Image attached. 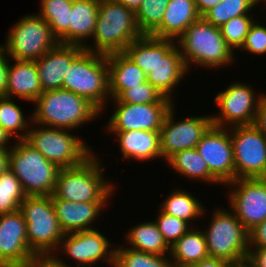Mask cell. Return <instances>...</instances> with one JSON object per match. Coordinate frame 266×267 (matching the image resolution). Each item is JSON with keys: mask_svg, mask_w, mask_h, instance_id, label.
<instances>
[{"mask_svg": "<svg viewBox=\"0 0 266 267\" xmlns=\"http://www.w3.org/2000/svg\"><path fill=\"white\" fill-rule=\"evenodd\" d=\"M97 154L95 152L79 166L61 169L51 198L74 203L111 202L110 199L115 198L117 183L111 182L104 175L106 167Z\"/></svg>", "mask_w": 266, "mask_h": 267, "instance_id": "obj_1", "label": "cell"}, {"mask_svg": "<svg viewBox=\"0 0 266 267\" xmlns=\"http://www.w3.org/2000/svg\"><path fill=\"white\" fill-rule=\"evenodd\" d=\"M176 41L189 73L194 67L220 70L236 63L237 54L227 46L220 29L203 17L193 22Z\"/></svg>", "mask_w": 266, "mask_h": 267, "instance_id": "obj_2", "label": "cell"}, {"mask_svg": "<svg viewBox=\"0 0 266 267\" xmlns=\"http://www.w3.org/2000/svg\"><path fill=\"white\" fill-rule=\"evenodd\" d=\"M33 105L32 122L46 127L76 131L101 116L87 99L65 89L44 91Z\"/></svg>", "mask_w": 266, "mask_h": 267, "instance_id": "obj_3", "label": "cell"}, {"mask_svg": "<svg viewBox=\"0 0 266 267\" xmlns=\"http://www.w3.org/2000/svg\"><path fill=\"white\" fill-rule=\"evenodd\" d=\"M141 36L132 10L118 0H100L93 41L85 50L103 55L123 52Z\"/></svg>", "mask_w": 266, "mask_h": 267, "instance_id": "obj_4", "label": "cell"}, {"mask_svg": "<svg viewBox=\"0 0 266 267\" xmlns=\"http://www.w3.org/2000/svg\"><path fill=\"white\" fill-rule=\"evenodd\" d=\"M210 222L203 229L209 257L236 265L246 264L249 252V231L233 211L221 205L213 208Z\"/></svg>", "mask_w": 266, "mask_h": 267, "instance_id": "obj_5", "label": "cell"}, {"mask_svg": "<svg viewBox=\"0 0 266 267\" xmlns=\"http://www.w3.org/2000/svg\"><path fill=\"white\" fill-rule=\"evenodd\" d=\"M63 89L84 97L104 116L111 99L107 56L84 50L69 66Z\"/></svg>", "mask_w": 266, "mask_h": 267, "instance_id": "obj_6", "label": "cell"}, {"mask_svg": "<svg viewBox=\"0 0 266 267\" xmlns=\"http://www.w3.org/2000/svg\"><path fill=\"white\" fill-rule=\"evenodd\" d=\"M36 126V127H35ZM71 130L31 123L26 141L60 169L83 164L95 150Z\"/></svg>", "mask_w": 266, "mask_h": 267, "instance_id": "obj_7", "label": "cell"}, {"mask_svg": "<svg viewBox=\"0 0 266 267\" xmlns=\"http://www.w3.org/2000/svg\"><path fill=\"white\" fill-rule=\"evenodd\" d=\"M9 150V169L21 182L27 196H51L61 170L25 139L15 140Z\"/></svg>", "mask_w": 266, "mask_h": 267, "instance_id": "obj_8", "label": "cell"}, {"mask_svg": "<svg viewBox=\"0 0 266 267\" xmlns=\"http://www.w3.org/2000/svg\"><path fill=\"white\" fill-rule=\"evenodd\" d=\"M19 211L26 222L30 250L35 255L53 254L65 233L59 226L51 196H27Z\"/></svg>", "mask_w": 266, "mask_h": 267, "instance_id": "obj_9", "label": "cell"}, {"mask_svg": "<svg viewBox=\"0 0 266 267\" xmlns=\"http://www.w3.org/2000/svg\"><path fill=\"white\" fill-rule=\"evenodd\" d=\"M18 20L3 44L11 59L35 61L59 44L51 27L37 13H27Z\"/></svg>", "mask_w": 266, "mask_h": 267, "instance_id": "obj_10", "label": "cell"}, {"mask_svg": "<svg viewBox=\"0 0 266 267\" xmlns=\"http://www.w3.org/2000/svg\"><path fill=\"white\" fill-rule=\"evenodd\" d=\"M247 82H232L214 97L217 114L211 113L212 125L222 128L253 125L264 92H255ZM213 114V115H212Z\"/></svg>", "mask_w": 266, "mask_h": 267, "instance_id": "obj_11", "label": "cell"}, {"mask_svg": "<svg viewBox=\"0 0 266 267\" xmlns=\"http://www.w3.org/2000/svg\"><path fill=\"white\" fill-rule=\"evenodd\" d=\"M111 242L99 228L66 233L53 255L59 261L70 259L74 267H95L104 262L114 267L115 245Z\"/></svg>", "mask_w": 266, "mask_h": 267, "instance_id": "obj_12", "label": "cell"}, {"mask_svg": "<svg viewBox=\"0 0 266 267\" xmlns=\"http://www.w3.org/2000/svg\"><path fill=\"white\" fill-rule=\"evenodd\" d=\"M176 103L168 110L160 133L162 161L166 162L176 152L196 148L204 133L212 125L211 115L176 118Z\"/></svg>", "mask_w": 266, "mask_h": 267, "instance_id": "obj_13", "label": "cell"}, {"mask_svg": "<svg viewBox=\"0 0 266 267\" xmlns=\"http://www.w3.org/2000/svg\"><path fill=\"white\" fill-rule=\"evenodd\" d=\"M235 179L266 178V137L253 125L229 128Z\"/></svg>", "mask_w": 266, "mask_h": 267, "instance_id": "obj_14", "label": "cell"}, {"mask_svg": "<svg viewBox=\"0 0 266 267\" xmlns=\"http://www.w3.org/2000/svg\"><path fill=\"white\" fill-rule=\"evenodd\" d=\"M225 186L228 208L248 231L266 219V178L235 179Z\"/></svg>", "mask_w": 266, "mask_h": 267, "instance_id": "obj_15", "label": "cell"}, {"mask_svg": "<svg viewBox=\"0 0 266 267\" xmlns=\"http://www.w3.org/2000/svg\"><path fill=\"white\" fill-rule=\"evenodd\" d=\"M190 75L176 40L156 38V64L147 81L173 103L177 87Z\"/></svg>", "mask_w": 266, "mask_h": 267, "instance_id": "obj_16", "label": "cell"}, {"mask_svg": "<svg viewBox=\"0 0 266 267\" xmlns=\"http://www.w3.org/2000/svg\"><path fill=\"white\" fill-rule=\"evenodd\" d=\"M115 107L105 124L106 132L130 130L160 131L168 110L174 103L130 104L110 99Z\"/></svg>", "mask_w": 266, "mask_h": 267, "instance_id": "obj_17", "label": "cell"}, {"mask_svg": "<svg viewBox=\"0 0 266 267\" xmlns=\"http://www.w3.org/2000/svg\"><path fill=\"white\" fill-rule=\"evenodd\" d=\"M196 150L223 186L235 180L233 145L229 128L211 125L196 145Z\"/></svg>", "mask_w": 266, "mask_h": 267, "instance_id": "obj_18", "label": "cell"}, {"mask_svg": "<svg viewBox=\"0 0 266 267\" xmlns=\"http://www.w3.org/2000/svg\"><path fill=\"white\" fill-rule=\"evenodd\" d=\"M35 256L28 245L22 213L0 214V267H28Z\"/></svg>", "mask_w": 266, "mask_h": 267, "instance_id": "obj_19", "label": "cell"}, {"mask_svg": "<svg viewBox=\"0 0 266 267\" xmlns=\"http://www.w3.org/2000/svg\"><path fill=\"white\" fill-rule=\"evenodd\" d=\"M84 50L77 45L58 44L35 60L42 92L63 89V78L69 66Z\"/></svg>", "mask_w": 266, "mask_h": 267, "instance_id": "obj_20", "label": "cell"}, {"mask_svg": "<svg viewBox=\"0 0 266 267\" xmlns=\"http://www.w3.org/2000/svg\"><path fill=\"white\" fill-rule=\"evenodd\" d=\"M52 202L59 226L65 234L96 229L97 220L110 205L109 202L74 203L59 198H52Z\"/></svg>", "mask_w": 266, "mask_h": 267, "instance_id": "obj_21", "label": "cell"}, {"mask_svg": "<svg viewBox=\"0 0 266 267\" xmlns=\"http://www.w3.org/2000/svg\"><path fill=\"white\" fill-rule=\"evenodd\" d=\"M113 134L117 143L118 153L121 152V161L133 160L138 162L154 161L162 159L160 149L159 131L130 130L124 132H107Z\"/></svg>", "mask_w": 266, "mask_h": 267, "instance_id": "obj_22", "label": "cell"}, {"mask_svg": "<svg viewBox=\"0 0 266 267\" xmlns=\"http://www.w3.org/2000/svg\"><path fill=\"white\" fill-rule=\"evenodd\" d=\"M100 0H74L70 11L69 30L59 44L86 47L94 34Z\"/></svg>", "mask_w": 266, "mask_h": 267, "instance_id": "obj_23", "label": "cell"}, {"mask_svg": "<svg viewBox=\"0 0 266 267\" xmlns=\"http://www.w3.org/2000/svg\"><path fill=\"white\" fill-rule=\"evenodd\" d=\"M42 93L35 61L10 58L6 97L20 98L33 104Z\"/></svg>", "mask_w": 266, "mask_h": 267, "instance_id": "obj_24", "label": "cell"}, {"mask_svg": "<svg viewBox=\"0 0 266 267\" xmlns=\"http://www.w3.org/2000/svg\"><path fill=\"white\" fill-rule=\"evenodd\" d=\"M200 17L195 0H170L161 24L150 34L160 39L177 40Z\"/></svg>", "mask_w": 266, "mask_h": 267, "instance_id": "obj_25", "label": "cell"}, {"mask_svg": "<svg viewBox=\"0 0 266 267\" xmlns=\"http://www.w3.org/2000/svg\"><path fill=\"white\" fill-rule=\"evenodd\" d=\"M106 56L111 99H115L123 90L147 81V75L124 52Z\"/></svg>", "mask_w": 266, "mask_h": 267, "instance_id": "obj_26", "label": "cell"}, {"mask_svg": "<svg viewBox=\"0 0 266 267\" xmlns=\"http://www.w3.org/2000/svg\"><path fill=\"white\" fill-rule=\"evenodd\" d=\"M174 189V190H173ZM165 198L159 208L166 214L179 218L183 221H186L191 227L197 224L194 222L199 221L211 214L204 203H201L202 200L197 199V197L188 190L179 188V186L174 187ZM206 215V216H205ZM200 218V219H199Z\"/></svg>", "mask_w": 266, "mask_h": 267, "instance_id": "obj_27", "label": "cell"}, {"mask_svg": "<svg viewBox=\"0 0 266 267\" xmlns=\"http://www.w3.org/2000/svg\"><path fill=\"white\" fill-rule=\"evenodd\" d=\"M167 167L189 181H200L209 185H223L209 170L206 161L196 148L176 152L167 161ZM177 172V173H176Z\"/></svg>", "mask_w": 266, "mask_h": 267, "instance_id": "obj_28", "label": "cell"}, {"mask_svg": "<svg viewBox=\"0 0 266 267\" xmlns=\"http://www.w3.org/2000/svg\"><path fill=\"white\" fill-rule=\"evenodd\" d=\"M197 227H191L170 246L169 257L174 267H189L209 257L204 232Z\"/></svg>", "mask_w": 266, "mask_h": 267, "instance_id": "obj_29", "label": "cell"}, {"mask_svg": "<svg viewBox=\"0 0 266 267\" xmlns=\"http://www.w3.org/2000/svg\"><path fill=\"white\" fill-rule=\"evenodd\" d=\"M124 234L125 245L131 249L154 255H169L170 247L164 241L155 221L145 220L132 225Z\"/></svg>", "mask_w": 266, "mask_h": 267, "instance_id": "obj_30", "label": "cell"}, {"mask_svg": "<svg viewBox=\"0 0 266 267\" xmlns=\"http://www.w3.org/2000/svg\"><path fill=\"white\" fill-rule=\"evenodd\" d=\"M14 98L0 97V126L15 140L26 139L32 114L25 116Z\"/></svg>", "mask_w": 266, "mask_h": 267, "instance_id": "obj_31", "label": "cell"}, {"mask_svg": "<svg viewBox=\"0 0 266 267\" xmlns=\"http://www.w3.org/2000/svg\"><path fill=\"white\" fill-rule=\"evenodd\" d=\"M39 12L51 27L53 35L59 40L68 30L72 0H39Z\"/></svg>", "mask_w": 266, "mask_h": 267, "instance_id": "obj_32", "label": "cell"}, {"mask_svg": "<svg viewBox=\"0 0 266 267\" xmlns=\"http://www.w3.org/2000/svg\"><path fill=\"white\" fill-rule=\"evenodd\" d=\"M122 245L115 243L114 267H174L169 255L149 254Z\"/></svg>", "mask_w": 266, "mask_h": 267, "instance_id": "obj_33", "label": "cell"}, {"mask_svg": "<svg viewBox=\"0 0 266 267\" xmlns=\"http://www.w3.org/2000/svg\"><path fill=\"white\" fill-rule=\"evenodd\" d=\"M261 3L262 0H222L209 10L203 18L219 28L234 17L253 14L255 11L253 8L259 7Z\"/></svg>", "mask_w": 266, "mask_h": 267, "instance_id": "obj_34", "label": "cell"}, {"mask_svg": "<svg viewBox=\"0 0 266 267\" xmlns=\"http://www.w3.org/2000/svg\"><path fill=\"white\" fill-rule=\"evenodd\" d=\"M26 197L21 182L10 169L0 175V214L18 211Z\"/></svg>", "mask_w": 266, "mask_h": 267, "instance_id": "obj_35", "label": "cell"}, {"mask_svg": "<svg viewBox=\"0 0 266 267\" xmlns=\"http://www.w3.org/2000/svg\"><path fill=\"white\" fill-rule=\"evenodd\" d=\"M146 75L156 64V37L142 35L123 51Z\"/></svg>", "mask_w": 266, "mask_h": 267, "instance_id": "obj_36", "label": "cell"}, {"mask_svg": "<svg viewBox=\"0 0 266 267\" xmlns=\"http://www.w3.org/2000/svg\"><path fill=\"white\" fill-rule=\"evenodd\" d=\"M256 17V18H254ZM258 19L255 13L245 14L234 17L219 27L222 37L225 39L227 46L235 53L243 46L246 35L254 21Z\"/></svg>", "mask_w": 266, "mask_h": 267, "instance_id": "obj_37", "label": "cell"}, {"mask_svg": "<svg viewBox=\"0 0 266 267\" xmlns=\"http://www.w3.org/2000/svg\"><path fill=\"white\" fill-rule=\"evenodd\" d=\"M170 0H143L135 13L136 24L142 35H150L160 24Z\"/></svg>", "mask_w": 266, "mask_h": 267, "instance_id": "obj_38", "label": "cell"}, {"mask_svg": "<svg viewBox=\"0 0 266 267\" xmlns=\"http://www.w3.org/2000/svg\"><path fill=\"white\" fill-rule=\"evenodd\" d=\"M115 99L130 104L173 103L169 98L162 96L148 81L123 90Z\"/></svg>", "mask_w": 266, "mask_h": 267, "instance_id": "obj_39", "label": "cell"}, {"mask_svg": "<svg viewBox=\"0 0 266 267\" xmlns=\"http://www.w3.org/2000/svg\"><path fill=\"white\" fill-rule=\"evenodd\" d=\"M158 214L154 221L167 245L172 246L181 236H183L191 226L186 222L174 216L164 213L158 208Z\"/></svg>", "mask_w": 266, "mask_h": 267, "instance_id": "obj_40", "label": "cell"}, {"mask_svg": "<svg viewBox=\"0 0 266 267\" xmlns=\"http://www.w3.org/2000/svg\"><path fill=\"white\" fill-rule=\"evenodd\" d=\"M261 20H255L248 34L240 52H247L250 55L262 56L266 54V23L262 24ZM260 23V24H259Z\"/></svg>", "mask_w": 266, "mask_h": 267, "instance_id": "obj_41", "label": "cell"}, {"mask_svg": "<svg viewBox=\"0 0 266 267\" xmlns=\"http://www.w3.org/2000/svg\"><path fill=\"white\" fill-rule=\"evenodd\" d=\"M10 68V57L5 47L0 43V97H6L8 71Z\"/></svg>", "mask_w": 266, "mask_h": 267, "instance_id": "obj_42", "label": "cell"}, {"mask_svg": "<svg viewBox=\"0 0 266 267\" xmlns=\"http://www.w3.org/2000/svg\"><path fill=\"white\" fill-rule=\"evenodd\" d=\"M72 264L67 259L59 261L53 254H49L36 255L28 267H74Z\"/></svg>", "mask_w": 266, "mask_h": 267, "instance_id": "obj_43", "label": "cell"}, {"mask_svg": "<svg viewBox=\"0 0 266 267\" xmlns=\"http://www.w3.org/2000/svg\"><path fill=\"white\" fill-rule=\"evenodd\" d=\"M249 248H266V219L249 231Z\"/></svg>", "mask_w": 266, "mask_h": 267, "instance_id": "obj_44", "label": "cell"}, {"mask_svg": "<svg viewBox=\"0 0 266 267\" xmlns=\"http://www.w3.org/2000/svg\"><path fill=\"white\" fill-rule=\"evenodd\" d=\"M246 264L249 267H266V248H249Z\"/></svg>", "mask_w": 266, "mask_h": 267, "instance_id": "obj_45", "label": "cell"}, {"mask_svg": "<svg viewBox=\"0 0 266 267\" xmlns=\"http://www.w3.org/2000/svg\"><path fill=\"white\" fill-rule=\"evenodd\" d=\"M254 125L262 132L266 137V93L260 100Z\"/></svg>", "mask_w": 266, "mask_h": 267, "instance_id": "obj_46", "label": "cell"}, {"mask_svg": "<svg viewBox=\"0 0 266 267\" xmlns=\"http://www.w3.org/2000/svg\"><path fill=\"white\" fill-rule=\"evenodd\" d=\"M239 265L233 264L229 261L214 258V257H207L200 262L191 264L189 267H238Z\"/></svg>", "mask_w": 266, "mask_h": 267, "instance_id": "obj_47", "label": "cell"}, {"mask_svg": "<svg viewBox=\"0 0 266 267\" xmlns=\"http://www.w3.org/2000/svg\"><path fill=\"white\" fill-rule=\"evenodd\" d=\"M222 0H195L200 17H203L209 10L220 3Z\"/></svg>", "mask_w": 266, "mask_h": 267, "instance_id": "obj_48", "label": "cell"}, {"mask_svg": "<svg viewBox=\"0 0 266 267\" xmlns=\"http://www.w3.org/2000/svg\"><path fill=\"white\" fill-rule=\"evenodd\" d=\"M12 140L13 139L0 126V151H9L11 149V147H12V143H14V141H12Z\"/></svg>", "mask_w": 266, "mask_h": 267, "instance_id": "obj_49", "label": "cell"}, {"mask_svg": "<svg viewBox=\"0 0 266 267\" xmlns=\"http://www.w3.org/2000/svg\"><path fill=\"white\" fill-rule=\"evenodd\" d=\"M9 169V151H0V175Z\"/></svg>", "mask_w": 266, "mask_h": 267, "instance_id": "obj_50", "label": "cell"}, {"mask_svg": "<svg viewBox=\"0 0 266 267\" xmlns=\"http://www.w3.org/2000/svg\"><path fill=\"white\" fill-rule=\"evenodd\" d=\"M134 13L137 12L143 0H118Z\"/></svg>", "mask_w": 266, "mask_h": 267, "instance_id": "obj_51", "label": "cell"}, {"mask_svg": "<svg viewBox=\"0 0 266 267\" xmlns=\"http://www.w3.org/2000/svg\"><path fill=\"white\" fill-rule=\"evenodd\" d=\"M238 267H249L247 264L239 265Z\"/></svg>", "mask_w": 266, "mask_h": 267, "instance_id": "obj_52", "label": "cell"}, {"mask_svg": "<svg viewBox=\"0 0 266 267\" xmlns=\"http://www.w3.org/2000/svg\"><path fill=\"white\" fill-rule=\"evenodd\" d=\"M262 3H263V6H265V9H266V0H262Z\"/></svg>", "mask_w": 266, "mask_h": 267, "instance_id": "obj_53", "label": "cell"}]
</instances>
